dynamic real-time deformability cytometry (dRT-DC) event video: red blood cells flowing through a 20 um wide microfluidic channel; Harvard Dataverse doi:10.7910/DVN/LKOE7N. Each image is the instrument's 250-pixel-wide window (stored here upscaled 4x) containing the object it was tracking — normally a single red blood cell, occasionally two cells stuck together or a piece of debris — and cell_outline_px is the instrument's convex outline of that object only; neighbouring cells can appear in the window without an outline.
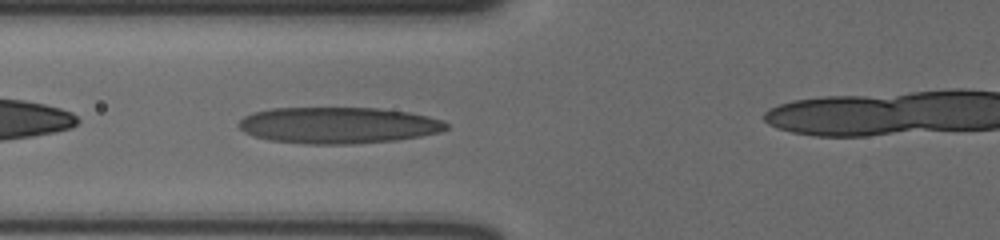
{"species": "human", "species_latin": "Homo sapiens", "temperature_condition": "cold", "stored_images_in_passage": 27, "segment_of_instrument_passage": [1, 2], "camera_frame_rate_fps": 3000, "um_per_image_px": 0.085, "donor": {"sex": "male"}, "frame": {"image": 1, "passage_image": 15, "time_ms": 4.667, "image_size_px": [1000, 240], "cell_outline_px": [[448, 128], [440, 132], [420, 136], [396, 140], [352, 144], [308, 144], [268, 140], [244, 132], [236, 124], [244, 116], [252, 112], [272, 108], [376, 108], [408, 112], [428, 116], [444, 120], [448, 124]], "centroid_in_image_um": [28.74, 10.65], "position_along_channel_um": 97.1, "area_um2": 44.1}}
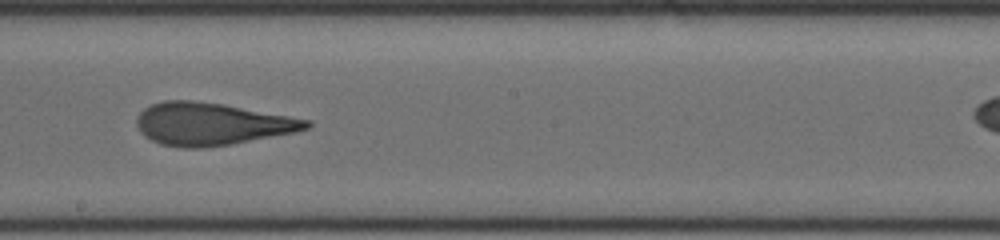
{"frame": {"image": 2, "passage_image": 22, "time_ms": 7.0, "image_size_px": [1000, 240], "cell_outline_px": [[312, 124], [308, 128], [296, 132], [232, 144], [200, 148], [184, 148], [160, 144], [144, 136], [140, 132], [136, 124], [136, 120], [140, 112], [144, 108], [152, 104], [164, 100], [192, 100], [224, 104], [312, 120]], "centroid_in_image_um": [17.98, 10.53], "position_along_channel_um": 230.2, "area_um2": 42.14}}
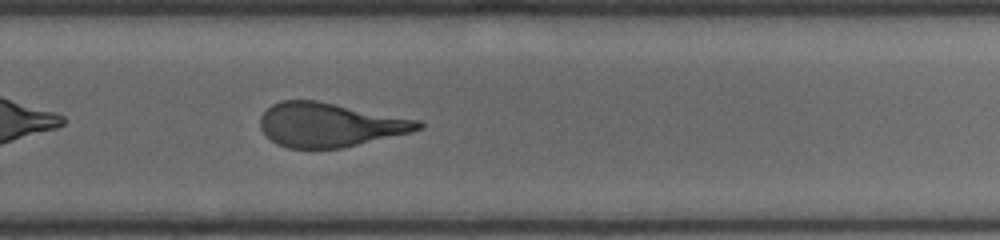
{"frame": {"image": 3, "passage_image": 26, "time_ms": 8.333, "image_size_px": [1000, 240], "cell_outline_px": [[424, 128], [412, 132], [340, 148], [288, 148], [276, 144], [260, 128], [260, 116], [272, 104], [280, 100], [316, 100], [420, 120], [424, 124]], "centroid_in_image_um": [28.03, 10.6], "position_along_channel_um": 301.8, "area_um2": 40.46}}